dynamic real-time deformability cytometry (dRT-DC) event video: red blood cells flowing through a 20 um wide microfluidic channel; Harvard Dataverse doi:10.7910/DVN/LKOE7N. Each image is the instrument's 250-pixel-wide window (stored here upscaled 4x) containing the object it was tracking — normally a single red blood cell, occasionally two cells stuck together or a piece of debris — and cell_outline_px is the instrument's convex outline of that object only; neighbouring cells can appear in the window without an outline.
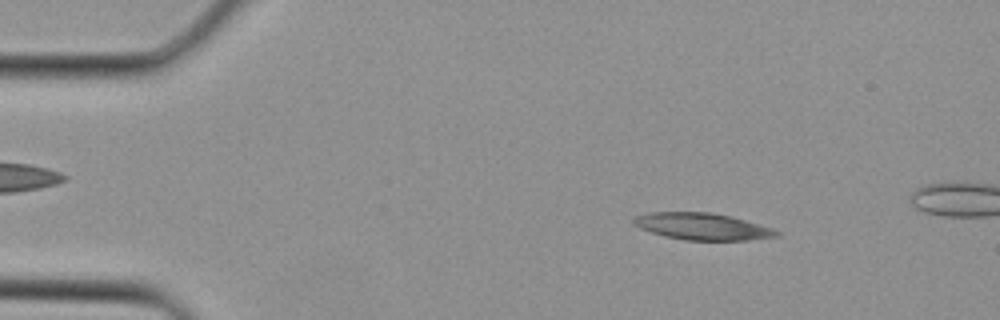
{"species": "Egyptian fruit bat (a non-hibernating species)", "species_latin": "Rousettus aegyptiacus", "temperature_condition": "cold", "stored_images_in_passage": 3, "camera_frame_rate_fps": 3000, "um_per_image_px": 0.085, "animal": {"sex": "female"}, "frame": {"image": 1, "passage_image": 1, "time_ms": 0.0, "image_size_px": [1000, 320], "cell_outline_px": [[780, 236], [748, 240], [684, 240], [664, 236], [640, 228], [632, 224], [632, 220], [636, 216], [652, 212], [708, 212], [732, 216], [772, 228], [780, 232]], "centroid_in_image_um": [59.7, 19.25], "position_along_channel_um": 25.3, "area_um2": 22.31}}